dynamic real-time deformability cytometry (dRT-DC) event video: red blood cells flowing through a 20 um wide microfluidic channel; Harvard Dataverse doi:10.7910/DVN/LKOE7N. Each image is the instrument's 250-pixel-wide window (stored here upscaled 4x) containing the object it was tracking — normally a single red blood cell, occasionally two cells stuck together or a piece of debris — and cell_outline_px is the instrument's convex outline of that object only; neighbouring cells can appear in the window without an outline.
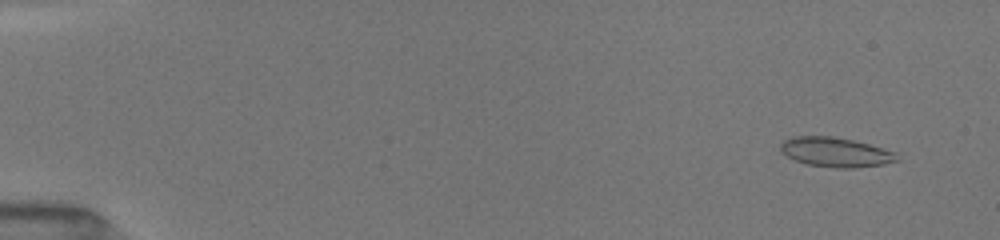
{"species": "common noctule bat (a hibernating species)", "species_latin": "Nyctalus noctula", "temperature_condition": "room temperature", "stored_images_in_passage": 37, "camera_frame_rate_fps": 3000, "um_per_image_px": 0.085, "animal": {"sex": "female", "body_mass_g": 19.5, "forearm_length_mm": 54.1}, "frame": {"image": 1, "passage_image": 2, "time_ms": 1.0, "image_size_px": [1000, 240], "cell_outline_px": [[896, 160], [880, 164], [848, 168], [840, 168], [808, 164], [796, 160], [788, 156], [780, 148], [780, 144], [784, 140], [796, 136], [832, 136], [852, 140], [868, 144], [892, 152]], "centroid_in_image_um": [70.93, 12.92], "position_along_channel_um": 14.1, "area_um2": 19.19}}
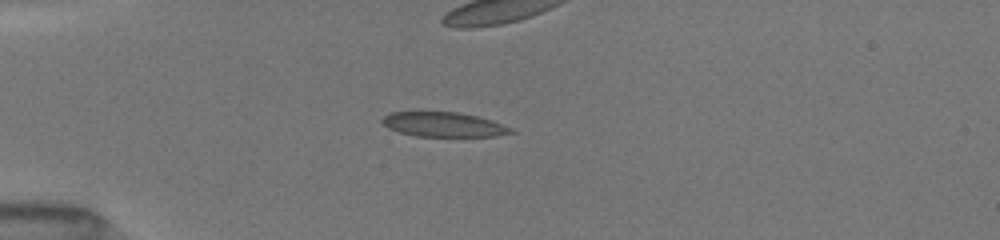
{"frame": {"image": 2, "passage_image": 9, "time_ms": 4.667, "image_size_px": [1000, 240], "cell_outline_px": [[512, 132], [492, 136], [416, 136], [400, 132], [388, 128], [384, 124], [384, 116], [392, 112], [456, 112], [476, 116], [500, 124], [508, 128]], "centroid_in_image_um": [37.62, 10.58], "position_along_channel_um": 47.4, "area_um2": 17.74}, "authors_computed_cell_mechanics": {"area_um2": 18.6694, "velocity_mm_per_s": 4.0573, "shape_relaxation_time_tau1_ms": null, "shape_relaxation_time_tau2_ms": 3.5125, "deformation_change_tau1": null, "deformation_change_tau2": 0.1136}}